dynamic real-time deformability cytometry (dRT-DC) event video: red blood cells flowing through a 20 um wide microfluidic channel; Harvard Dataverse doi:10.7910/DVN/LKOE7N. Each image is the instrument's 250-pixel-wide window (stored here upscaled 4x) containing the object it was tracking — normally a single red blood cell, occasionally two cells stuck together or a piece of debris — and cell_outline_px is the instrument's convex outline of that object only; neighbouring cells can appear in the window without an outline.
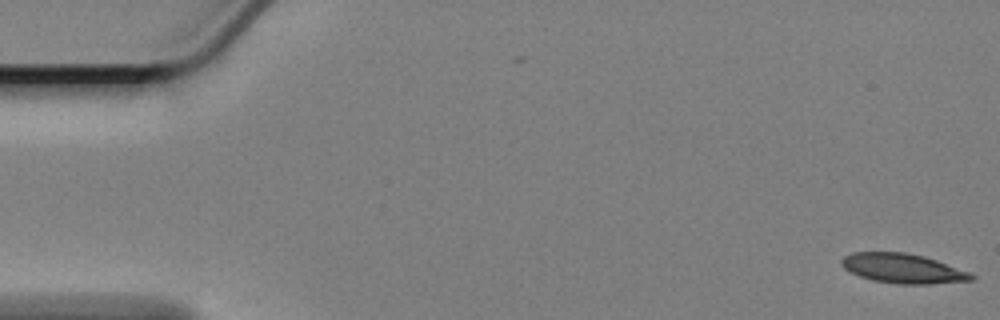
{"species": "Egyptian fruit bat (a non-hibernating species)", "species_latin": "Rousettus aegyptiacus", "temperature_condition": "cold", "stored_images_in_passage": 17, "camera_frame_rate_fps": 3000, "um_per_image_px": 0.085, "animal": {"sex": "female"}, "frame": {"image": 1, "passage_image": 1, "time_ms": 0.0, "image_size_px": [1000, 320], "cell_outline_px": [[976, 280], [928, 284], [900, 284], [872, 280], [860, 276], [844, 268], [840, 264], [840, 260], [844, 256], [852, 252], [904, 252], [924, 256], [936, 260], [968, 272], [976, 276]], "centroid_in_image_um": [76.73, 22.81], "position_along_channel_um": 8.3, "area_um2": 22.31}}
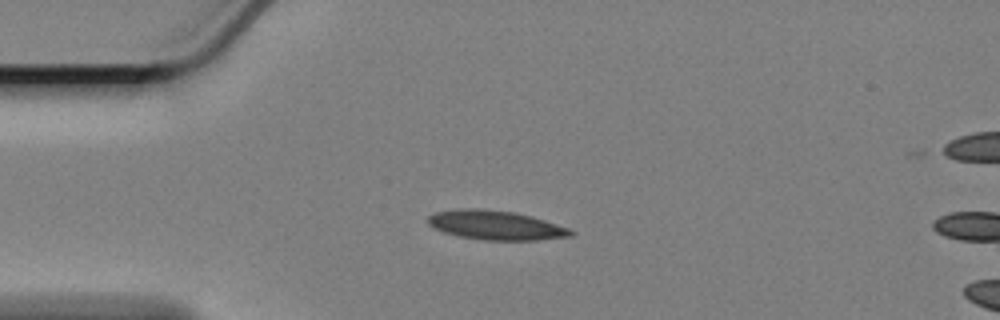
{"frame": {"image": 2, "passage_image": 14, "time_ms": 4.333, "image_size_px": [1000, 320], "cell_outline_px": [[576, 232], [572, 236], [540, 240], [484, 240], [456, 236], [432, 228], [428, 224], [428, 216], [436, 212], [460, 208], [472, 208], [512, 212], [532, 216], [568, 228]], "centroid_in_image_um": [42.12, 19.15], "position_along_channel_um": 42.9, "area_um2": 24.33}}